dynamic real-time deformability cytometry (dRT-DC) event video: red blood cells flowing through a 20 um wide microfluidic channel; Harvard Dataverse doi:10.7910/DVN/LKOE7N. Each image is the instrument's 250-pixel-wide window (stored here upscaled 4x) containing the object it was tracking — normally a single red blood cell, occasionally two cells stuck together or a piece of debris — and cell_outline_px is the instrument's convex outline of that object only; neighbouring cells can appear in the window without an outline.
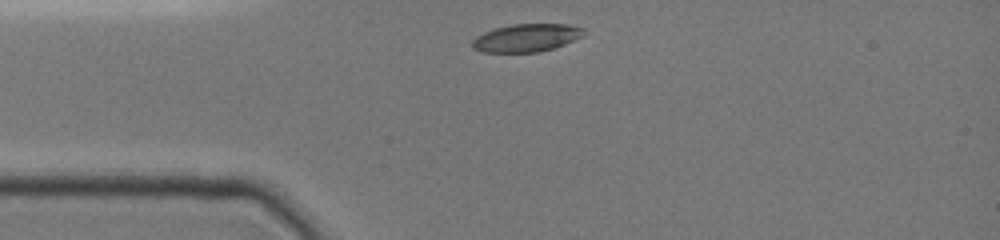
{"species": "common noctule bat (a hibernating species)", "species_latin": "Nyctalus noctula", "temperature_condition": "cold", "stored_images_in_passage": 30, "camera_frame_rate_fps": 3000, "um_per_image_px": 0.085, "animal": {"sex": "female", "body_mass_g": 19.0, "forearm_length_mm": 51.5}, "frame": {"image": 1, "passage_image": 1, "time_ms": 0.0, "image_size_px": [1000, 240], "cell_outline_px": [[584, 36], [564, 44], [540, 52], [484, 52], [472, 48], [472, 40], [476, 36], [484, 32], [496, 28], [512, 24], [568, 24], [584, 28]], "centroid_in_image_um": [44.75, 3.21], "position_along_channel_um": 40.3, "area_um2": 18.09}}
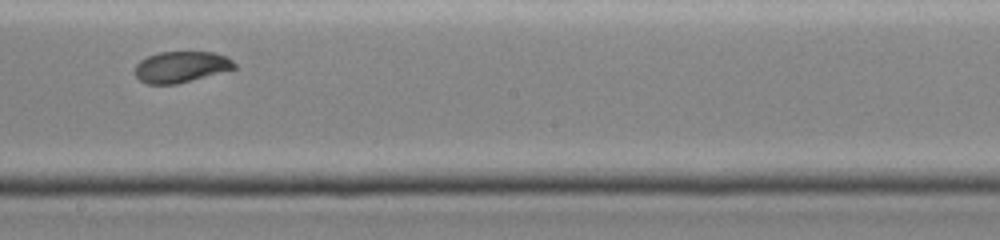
{"frame": {"image": 2, "passage_image": 17, "time_ms": 5.333, "image_size_px": [1000, 240], "cell_outline_px": [[236, 68], [176, 84], [148, 84], [140, 80], [136, 76], [136, 64], [140, 60], [156, 52], [212, 52], [224, 56], [232, 60], [236, 64]], "centroid_in_image_um": [15.37, 5.68], "position_along_channel_um": 232.8, "area_um2": 17.8}}
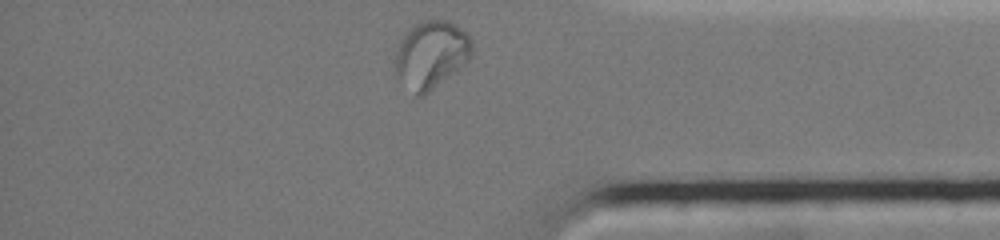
{"frame": {"image": 3, "passage_image": 30, "time_ms": 9.667, "image_size_px": [1000, 240], "cell_outline_px": [[472, 52], [468, 60], [456, 72], [424, 96], [416, 96], [396, 80], [392, 76], [396, 52], [400, 40], [404, 32], [412, 24], [420, 20], [444, 20], [460, 28], [472, 40]], "centroid_in_image_um": [36.56, 4.68], "position_along_channel_um": 398.6, "area_um2": 30.98}, "authors_computed_cell_mechanics": {"area_um2": 18.8139, "velocity_mm_per_s": 3.945, "shape_relaxation_time_tau1_ms": 10.113, "shape_relaxation_time_tau2_ms": 1.2557, "deformation_change_tau1": 0.2702, "deformation_change_tau2": 0.0336}}